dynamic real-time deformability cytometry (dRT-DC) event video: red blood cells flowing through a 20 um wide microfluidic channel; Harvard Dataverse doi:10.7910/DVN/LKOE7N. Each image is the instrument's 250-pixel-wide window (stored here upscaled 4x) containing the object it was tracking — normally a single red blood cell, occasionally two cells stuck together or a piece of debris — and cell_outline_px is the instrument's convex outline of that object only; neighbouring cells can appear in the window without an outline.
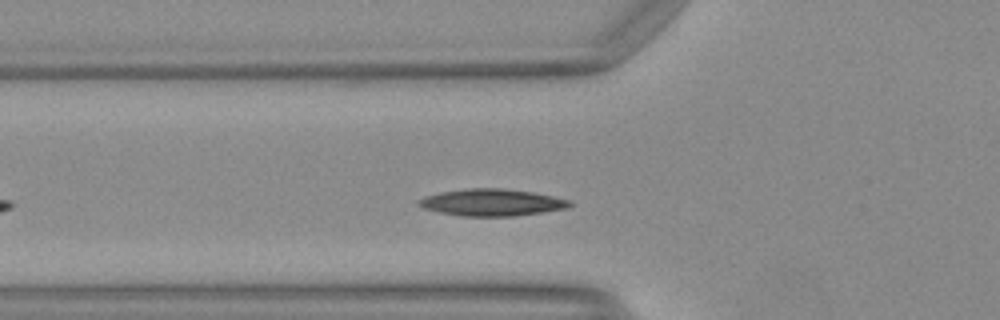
{"species": "Egyptian fruit bat (a non-hibernating species)", "species_latin": "Rousettus aegyptiacus", "temperature_condition": "warm", "stored_images_in_passage": 33, "camera_frame_rate_fps": 3000, "um_per_image_px": 0.085, "animal": {"sex": "female"}, "frame": {"image": 1, "passage_image": 6, "time_ms": 1.667, "image_size_px": [1000, 320], "cell_outline_px": [[572, 204], [568, 208], [516, 216], [460, 216], [440, 212], [424, 208], [420, 204], [420, 200], [424, 196], [440, 192], [468, 188], [500, 188], [532, 192], [552, 196], [568, 200]], "centroid_in_image_um": [41.82, 17.21], "position_along_channel_um": 84.0, "area_um2": 23.41}, "authors_computed_cell_mechanics": {"area_um2": 21.6172, "velocity_mm_per_s": 4.0908, "shape_relaxation_time_tau1_ms": 7.2913, "shape_relaxation_time_tau2_ms": null, "deformation_change_tau1": 0.1793, "deformation_change_tau2": null}}